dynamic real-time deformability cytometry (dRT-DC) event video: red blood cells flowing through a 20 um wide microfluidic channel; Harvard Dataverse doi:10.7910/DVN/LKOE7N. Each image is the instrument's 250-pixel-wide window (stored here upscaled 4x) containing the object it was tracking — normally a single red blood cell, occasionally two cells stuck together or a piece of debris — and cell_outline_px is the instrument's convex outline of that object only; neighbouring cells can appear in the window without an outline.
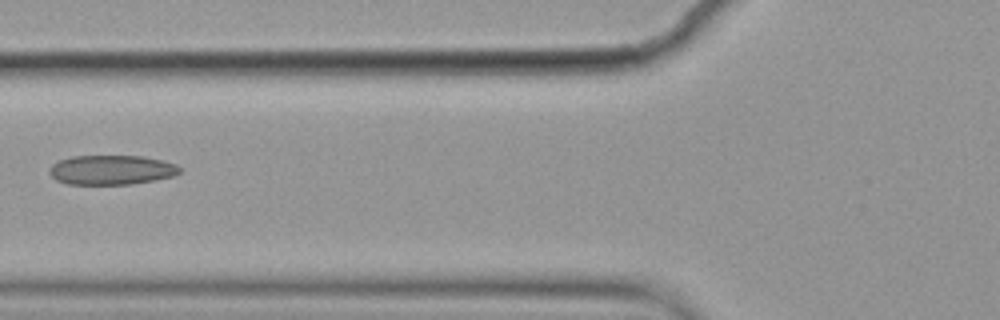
{"species": "common noctule bat (a hibernating species)", "species_latin": "Nyctalus noctula", "temperature_condition": "cold", "stored_images_in_passage": 2, "camera_frame_rate_fps": 3000, "um_per_image_px": 0.085, "animal": {"sex": "female", "body_mass_g": 19.9}, "frame": {"image": 1, "passage_image": 2, "time_ms": 0.333, "image_size_px": [1000, 320], "cell_outline_px": [[180, 172], [172, 176], [132, 184], [68, 184], [56, 180], [48, 172], [52, 164], [60, 160], [72, 156], [144, 156], [164, 160], [176, 164], [180, 168]], "centroid_in_image_um": [9.47, 14.43], "position_along_channel_um": 116.3, "area_um2": 22.37}}